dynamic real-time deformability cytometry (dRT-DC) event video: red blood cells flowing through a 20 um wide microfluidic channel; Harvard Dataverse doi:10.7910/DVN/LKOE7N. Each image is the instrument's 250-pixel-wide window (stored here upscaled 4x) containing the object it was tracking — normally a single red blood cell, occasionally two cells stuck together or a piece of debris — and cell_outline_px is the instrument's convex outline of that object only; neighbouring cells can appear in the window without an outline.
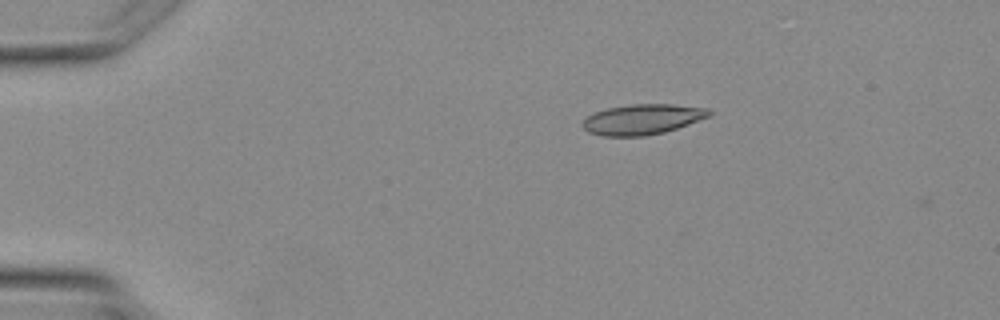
{"species": "Egyptian fruit bat (a non-hibernating species)", "species_latin": "Rousettus aegyptiacus", "temperature_condition": "warm", "stored_images_in_passage": 5, "segment_of_instrument_passage": [2, 2], "camera_frame_rate_fps": 3000, "um_per_image_px": 0.085, "animal": {"sex": "female"}, "frame": {"image": 1, "passage_image": 5, "time_ms": 4.667, "image_size_px": [1000, 320], "cell_outline_px": [[712, 116], [664, 132], [644, 136], [604, 136], [588, 132], [580, 124], [588, 116], [596, 112], [608, 108], [632, 104], [672, 104], [708, 108], [712, 112]], "centroid_in_image_um": [54.63, 10.14], "position_along_channel_um": 30.4, "area_um2": 22.31}}